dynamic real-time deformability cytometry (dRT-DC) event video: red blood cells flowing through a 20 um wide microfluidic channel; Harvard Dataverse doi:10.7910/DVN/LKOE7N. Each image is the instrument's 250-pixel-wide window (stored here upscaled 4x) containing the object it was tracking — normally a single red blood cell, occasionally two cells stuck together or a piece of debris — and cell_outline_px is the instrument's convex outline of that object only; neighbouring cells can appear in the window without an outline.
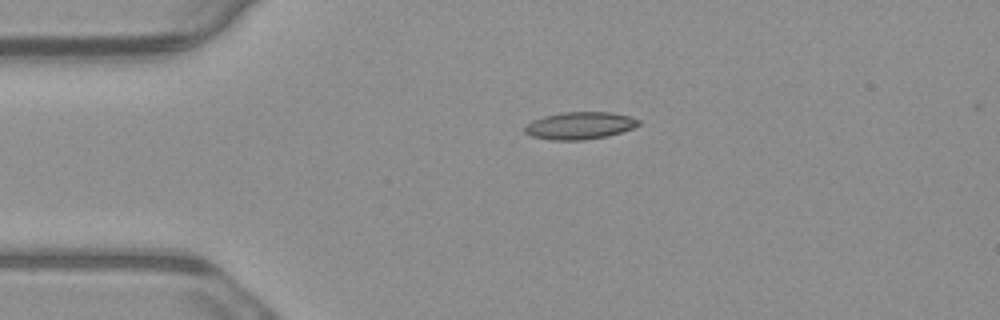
{"species": "common noctule bat (a hibernating species)", "species_latin": "Nyctalus noctula", "temperature_condition": "warm", "stored_images_in_passage": 5, "camera_frame_rate_fps": 3000, "um_per_image_px": 0.085, "animal": {"sex": "male", "body_mass_g": 23.1, "forearm_length_mm": 52.7}, "frame": {"image": 1, "passage_image": 3, "time_ms": 0.667, "image_size_px": [1000, 320], "cell_outline_px": [[640, 124], [632, 128], [608, 136], [584, 140], [552, 140], [532, 136], [524, 132], [524, 128], [532, 120], [544, 116], [564, 112], [612, 112], [628, 116], [640, 120]], "centroid_in_image_um": [49.28, 10.67], "position_along_channel_um": 35.7, "area_um2": 18.03}}